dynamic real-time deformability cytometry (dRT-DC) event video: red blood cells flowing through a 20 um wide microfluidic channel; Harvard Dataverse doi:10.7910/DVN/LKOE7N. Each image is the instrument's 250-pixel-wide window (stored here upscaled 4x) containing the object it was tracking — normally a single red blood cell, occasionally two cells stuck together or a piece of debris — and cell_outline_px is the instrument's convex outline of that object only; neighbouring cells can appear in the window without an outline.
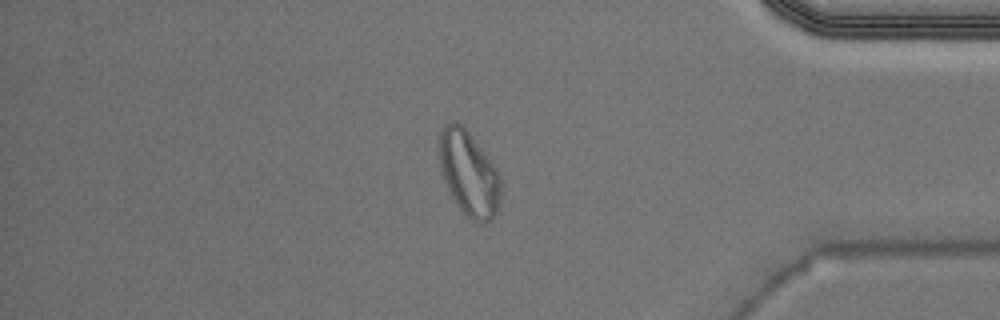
{"species": "Egyptian fruit bat (a non-hibernating species)", "species_latin": "Rousettus aegyptiacus", "temperature_condition": "warm", "stored_images_in_passage": 51, "camera_frame_rate_fps": 3000, "um_per_image_px": 0.085, "animal": {"sex": "male"}, "frame": {"image": 1, "passage_image": 44, "time_ms": 14.333, "image_size_px": [1000, 320], "cell_outline_px": [[500, 200], [496, 212], [492, 220], [480, 224], [472, 220], [460, 208], [448, 188], [440, 164], [440, 128], [444, 124], [452, 120], [460, 124], [468, 132], [496, 168], [500, 176]], "centroid_in_image_um": [39.87, 14.75], "position_along_channel_um": 395.3, "area_um2": 29.71}}
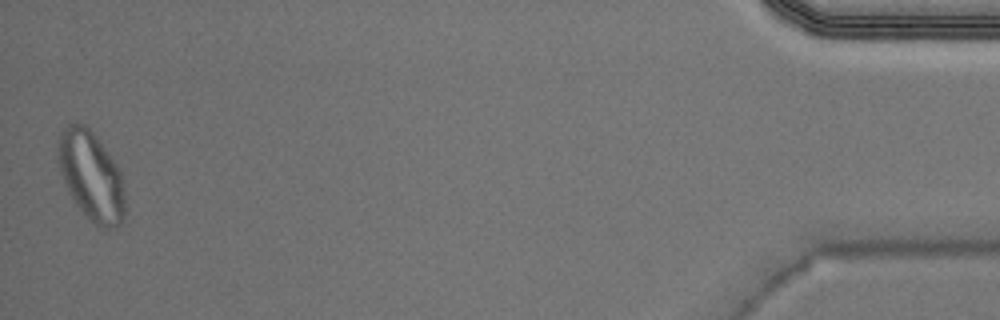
{"frame": {"image": 2, "passage_image": 51, "time_ms": 16.667, "image_size_px": [1000, 320], "cell_outline_px": [[124, 216], [120, 224], [112, 228], [104, 228], [96, 224], [76, 204], [68, 192], [60, 168], [60, 132], [68, 124], [76, 120], [84, 124], [92, 132], [120, 168], [124, 196]], "centroid_in_image_um": [7.78, 14.94], "position_along_channel_um": 427.4, "area_um2": 33.93}, "authors_computed_cell_mechanics": {"area_um2": 19.5942, "velocity_mm_per_s": 3.9806, "shape_relaxation_time_tau1_ms": null, "shape_relaxation_time_tau2_ms": 2.2459, "deformation_change_tau1": null, "deformation_change_tau2": 0.0759}}